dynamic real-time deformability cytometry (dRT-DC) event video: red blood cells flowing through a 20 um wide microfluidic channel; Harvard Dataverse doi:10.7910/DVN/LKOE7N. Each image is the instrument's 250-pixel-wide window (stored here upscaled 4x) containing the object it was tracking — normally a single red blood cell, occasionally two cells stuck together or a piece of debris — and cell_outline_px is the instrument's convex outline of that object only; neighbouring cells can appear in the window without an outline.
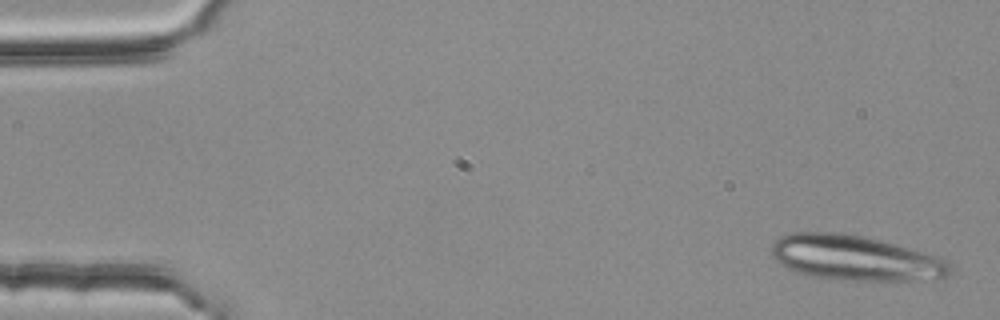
{"species": "common noctule bat (a hibernating species)", "species_latin": "Nyctalus noctula", "temperature_condition": "room temperature", "stored_images_in_passage": 4, "camera_frame_rate_fps": 3000, "um_per_image_px": 0.085, "animal": {"sex": "female", "body_mass_g": 25.1}, "frame": {"image": 1, "passage_image": 1, "time_ms": 0.0, "image_size_px": [1000, 320], "cell_outline_px": [[952, 272], [944, 280], [852, 280], [816, 276], [800, 272], [788, 268], [780, 264], [772, 256], [772, 244], [780, 236], [788, 232], [840, 232], [864, 236], [880, 240], [940, 256], [952, 264]], "centroid_in_image_um": [72.78, 21.92], "position_along_channel_um": 12.2, "area_um2": 47.16}}